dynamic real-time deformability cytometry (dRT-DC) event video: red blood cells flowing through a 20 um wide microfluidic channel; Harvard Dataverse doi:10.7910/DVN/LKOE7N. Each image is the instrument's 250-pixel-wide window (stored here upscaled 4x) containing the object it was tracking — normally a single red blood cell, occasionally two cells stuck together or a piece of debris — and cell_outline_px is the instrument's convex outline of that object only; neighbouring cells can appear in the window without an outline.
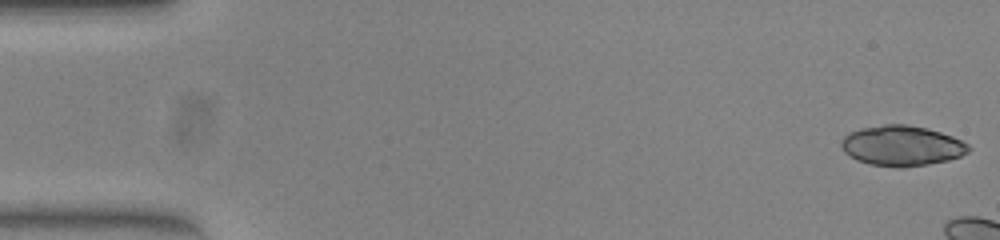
{"species": "common noctule bat (a hibernating species)", "species_latin": "Nyctalus noctula", "temperature_condition": "warm", "stored_images_in_passage": 8, "camera_frame_rate_fps": 3000, "um_per_image_px": 0.085, "animal": {"sex": "female", "body_mass_g": 23.0, "forearm_length_mm": 53.4}, "frame": {"image": 1, "passage_image": 1, "time_ms": 0.0, "image_size_px": [1000, 240], "cell_outline_px": [[972, 148], [968, 152], [960, 156], [948, 160], [928, 164], [904, 168], [896, 168], [868, 164], [856, 160], [844, 152], [840, 144], [840, 140], [844, 136], [860, 128], [884, 124], [908, 124], [928, 128], [952, 136], [968, 144]], "centroid_in_image_um": [76.64, 12.39], "position_along_channel_um": 8.4, "area_um2": 30.17}}